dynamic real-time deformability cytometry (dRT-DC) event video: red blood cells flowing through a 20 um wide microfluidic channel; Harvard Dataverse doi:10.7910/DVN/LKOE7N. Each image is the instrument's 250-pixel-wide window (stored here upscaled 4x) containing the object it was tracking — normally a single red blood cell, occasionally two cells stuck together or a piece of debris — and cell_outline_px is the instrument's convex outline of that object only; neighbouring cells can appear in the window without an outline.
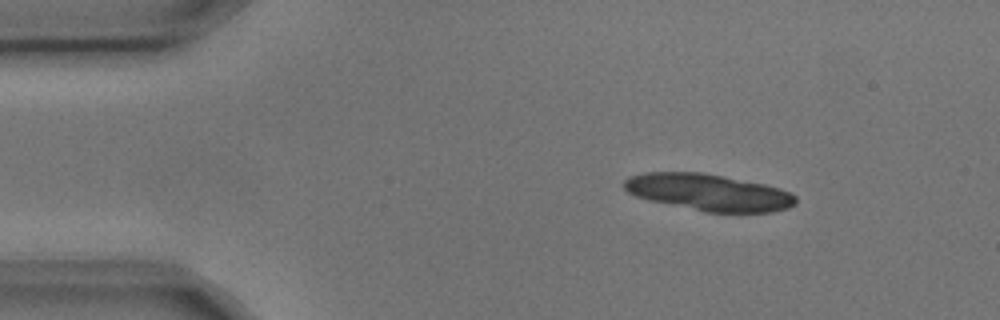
{"species": "common noctule bat (a hibernating species)", "species_latin": "Nyctalus noctula", "temperature_condition": "cold", "stored_images_in_passage": 3, "camera_frame_rate_fps": 3000, "um_per_image_px": 0.085, "animal": {"sex": "male", "body_mass_g": 17.9, "forearm_length_mm": 54.2}, "frame": {"image": 1, "passage_image": 1, "time_ms": 0.0, "image_size_px": [1000, 320], "cell_outline_px": [[796, 204], [788, 208], [772, 212], [704, 212], [648, 200], [636, 196], [628, 192], [624, 188], [624, 180], [628, 176], [644, 172], [704, 172], [764, 184], [780, 188], [796, 196]], "centroid_in_image_um": [60.21, 16.34], "position_along_channel_um": 24.8, "area_um2": 36.88}}